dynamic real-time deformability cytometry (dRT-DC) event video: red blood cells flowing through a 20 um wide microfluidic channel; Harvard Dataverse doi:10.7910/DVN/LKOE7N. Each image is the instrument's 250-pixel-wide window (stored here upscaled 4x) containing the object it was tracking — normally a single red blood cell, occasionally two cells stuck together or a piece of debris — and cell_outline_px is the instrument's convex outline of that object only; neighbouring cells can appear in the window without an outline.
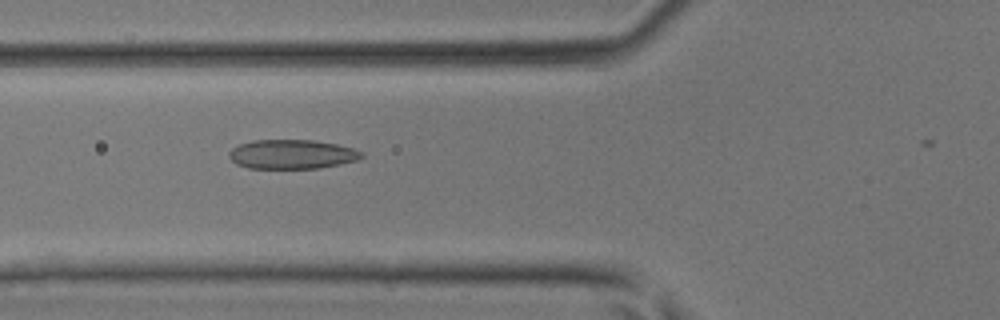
{"species": "common noctule bat (a hibernating species)", "species_latin": "Nyctalus noctula", "temperature_condition": "room temperature", "stored_images_in_passage": 28, "camera_frame_rate_fps": 3000, "um_per_image_px": 0.085, "animal": {"sex": "male", "body_mass_g": 17.9, "forearm_length_mm": 54.2}, "frame": {"image": 1, "passage_image": 5, "time_ms": 1.333, "image_size_px": [1000, 320], "cell_outline_px": [[364, 156], [356, 160], [320, 168], [248, 168], [236, 164], [228, 156], [228, 152], [232, 148], [240, 144], [252, 140], [312, 140], [336, 144], [352, 148], [364, 152]], "centroid_in_image_um": [24.79, 13.11], "position_along_channel_um": 101.0, "area_um2": 22.54}}
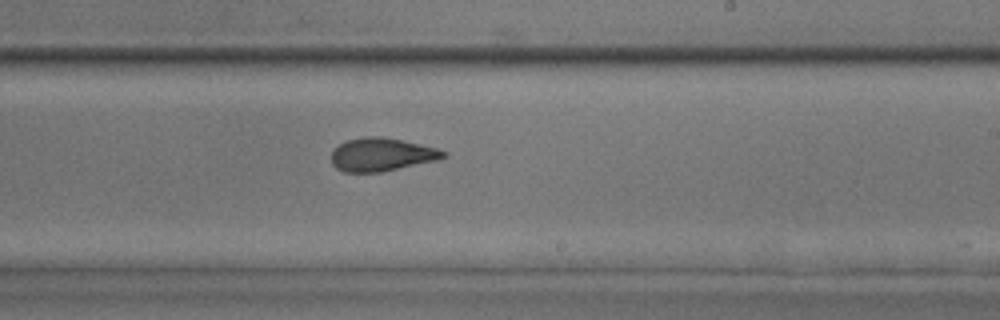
{"frame": {"image": 2, "passage_image": 15, "time_ms": 4.667, "image_size_px": [1000, 320], "cell_outline_px": [[448, 156], [436, 160], [380, 172], [344, 172], [336, 168], [332, 164], [332, 152], [344, 140], [368, 136], [380, 136], [420, 144], [436, 148], [448, 152]], "centroid_in_image_um": [32.43, 13.13], "position_along_channel_um": 256.6, "area_um2": 21.5}}
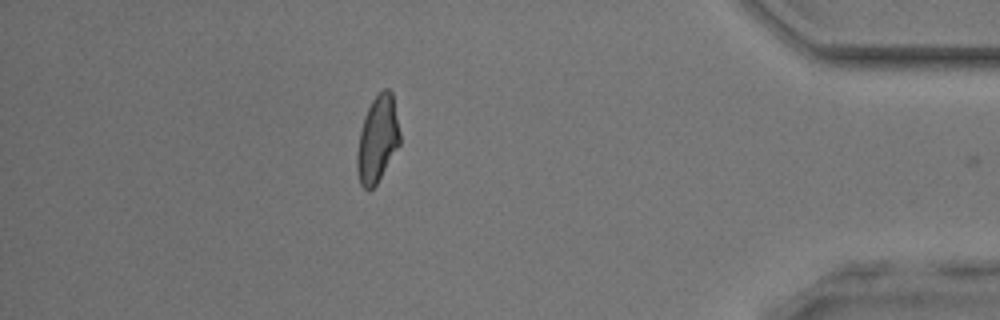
{"frame": {"image": 3, "passage_image": 27, "time_ms": 8.667, "image_size_px": [1000, 320], "cell_outline_px": [[400, 144], [376, 184], [368, 192], [360, 184], [356, 168], [356, 156], [360, 132], [364, 116], [372, 100], [384, 88], [388, 88], [392, 92], [400, 132]], "centroid_in_image_um": [32.08, 11.84], "position_along_channel_um": 403.1, "area_um2": 21.5}}